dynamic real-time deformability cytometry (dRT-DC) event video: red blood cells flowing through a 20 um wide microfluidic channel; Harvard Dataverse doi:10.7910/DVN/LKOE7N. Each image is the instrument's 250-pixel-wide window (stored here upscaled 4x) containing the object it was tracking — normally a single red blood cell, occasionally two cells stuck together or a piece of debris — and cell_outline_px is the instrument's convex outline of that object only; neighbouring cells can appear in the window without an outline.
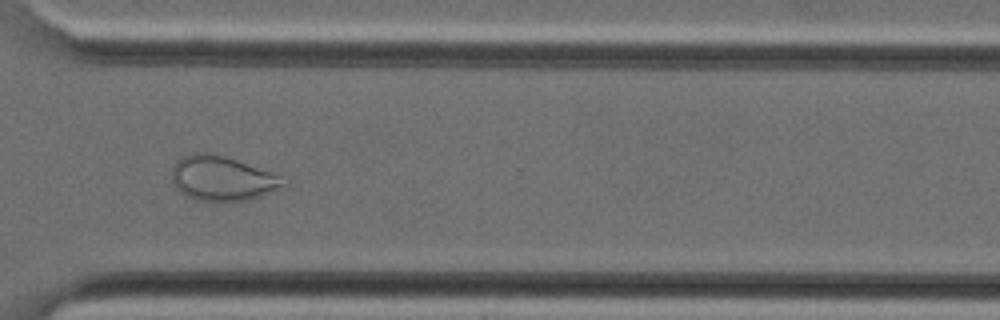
{"species": "Egyptian fruit bat (a non-hibernating species)", "species_latin": "Rousettus aegyptiacus", "temperature_condition": "cold", "stored_images_in_passage": 36, "camera_frame_rate_fps": 3000, "um_per_image_px": 0.085, "animal": {"sex": "female"}, "frame": {"image": 1, "passage_image": 26, "time_ms": 8.333, "image_size_px": [1000, 320], "cell_outline_px": [[288, 184], [260, 196], [248, 200], [196, 200], [180, 192], [176, 188], [172, 180], [172, 168], [176, 160], [184, 156], [196, 152], [208, 152], [224, 156], [272, 172]], "centroid_in_image_um": [18.84, 15.15], "position_along_channel_um": 351.8, "area_um2": 28.55}}